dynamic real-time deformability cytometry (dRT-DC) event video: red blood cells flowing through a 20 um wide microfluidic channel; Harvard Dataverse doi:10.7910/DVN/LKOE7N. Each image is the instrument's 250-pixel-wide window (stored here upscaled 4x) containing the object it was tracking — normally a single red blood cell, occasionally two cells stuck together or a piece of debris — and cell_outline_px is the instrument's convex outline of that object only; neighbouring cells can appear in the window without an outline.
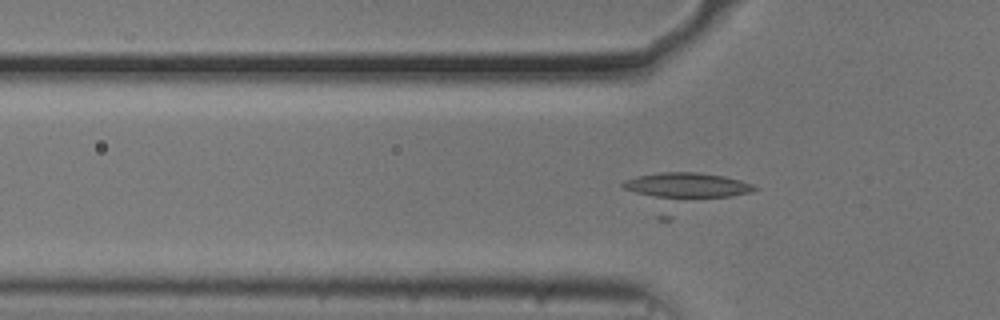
{"species": "common noctule bat (a hibernating species)", "species_latin": "Nyctalus noctula", "temperature_condition": "cold", "stored_images_in_passage": 48, "camera_frame_rate_fps": 3000, "um_per_image_px": 0.085, "animal": {"sex": "male", "body_mass_g": 20.5, "forearm_length_mm": 52.5}, "frame": {"image": 1, "passage_image": 17, "time_ms": 5.333, "image_size_px": [1000, 320], "cell_outline_px": [[760, 188], [752, 192], [732, 196], [668, 200], [660, 200], [624, 188], [620, 184], [624, 180], [636, 176], [660, 172], [696, 172], [724, 176], [740, 180], [752, 184]], "centroid_in_image_um": [58.37, 15.78], "position_along_channel_um": 67.4, "area_um2": 20.06}}
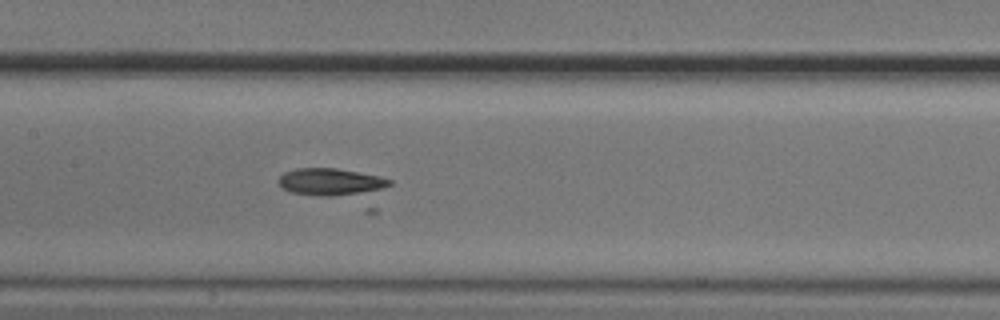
{"frame": {"image": 2, "passage_image": 26, "time_ms": 8.333, "image_size_px": [1000, 320], "cell_outline_px": [[392, 184], [380, 212], [364, 212], [292, 192], [284, 188], [276, 180], [284, 172], [296, 168], [336, 168], [380, 176], [392, 180]], "centroid_in_image_um": [28.81, 15.91], "position_along_channel_um": 178.6, "area_um2": 24.8}}
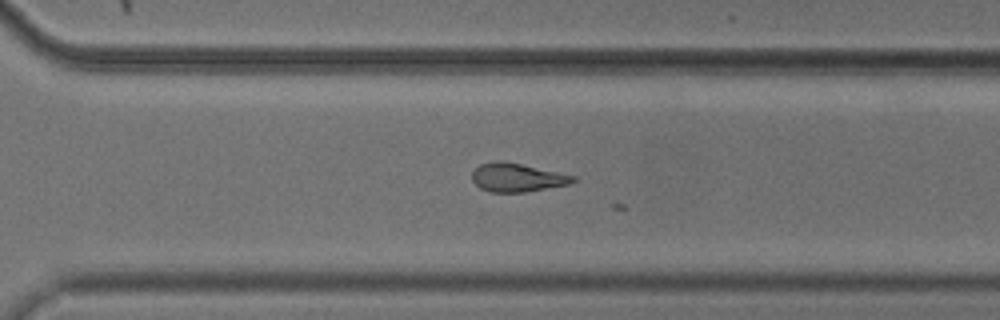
{"frame": {"image": 3, "passage_image": 38, "time_ms": 12.333, "image_size_px": [1000, 320], "cell_outline_px": [[576, 180], [568, 184], [524, 192], [488, 192], [480, 188], [472, 180], [472, 172], [480, 164], [496, 160], [520, 164], [576, 176]], "centroid_in_image_um": [43.91, 15.09], "position_along_channel_um": 326.7, "area_um2": 16.53}}